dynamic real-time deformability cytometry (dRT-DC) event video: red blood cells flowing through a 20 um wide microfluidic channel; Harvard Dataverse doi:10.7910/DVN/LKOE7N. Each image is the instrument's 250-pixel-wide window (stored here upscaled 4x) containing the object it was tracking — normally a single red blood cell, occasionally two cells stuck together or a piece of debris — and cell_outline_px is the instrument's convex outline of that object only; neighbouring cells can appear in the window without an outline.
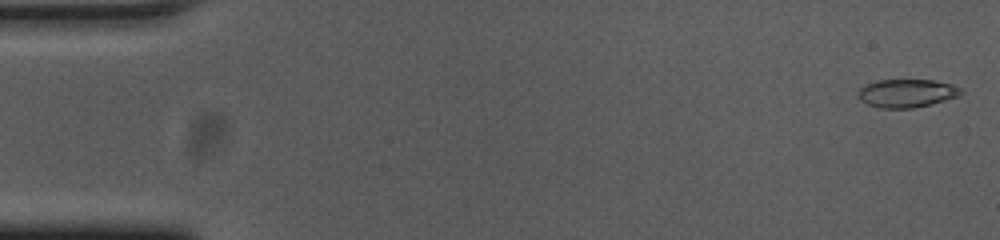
{"species": "common noctule bat (a hibernating species)", "species_latin": "Nyctalus noctula", "temperature_condition": "cold", "stored_images_in_passage": 55, "camera_frame_rate_fps": 3000, "um_per_image_px": 0.085, "animal": {"sex": "female", "body_mass_g": 23.0, "forearm_length_mm": 53.4}, "frame": {"image": 1, "passage_image": 2, "time_ms": 0.333, "image_size_px": [1000, 240], "cell_outline_px": [[964, 92], [960, 96], [912, 108], [880, 108], [868, 104], [860, 100], [856, 96], [860, 88], [864, 84], [876, 80], [936, 80], [952, 84], [960, 88]], "centroid_in_image_um": [77.05, 7.91], "position_along_channel_um": 7.9, "area_um2": 16.99}}
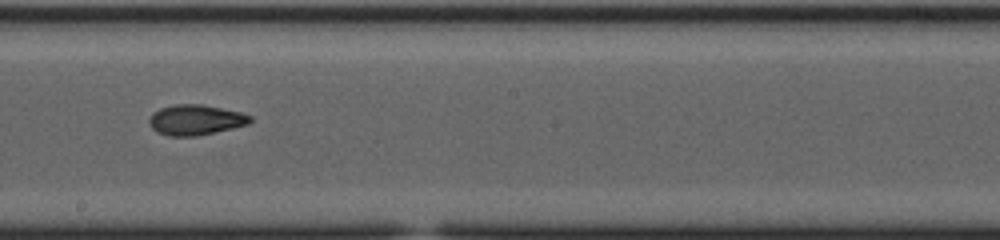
{"frame": {"image": 2, "passage_image": 31, "time_ms": 10.0, "image_size_px": [1000, 240], "cell_outline_px": [[252, 120], [248, 124], [232, 128], [196, 136], [168, 136], [156, 132], [152, 128], [148, 120], [152, 112], [160, 108], [176, 104], [204, 104], [240, 112], [252, 116]], "centroid_in_image_um": [16.6, 10.18], "position_along_channel_um": 231.6, "area_um2": 17.92}}
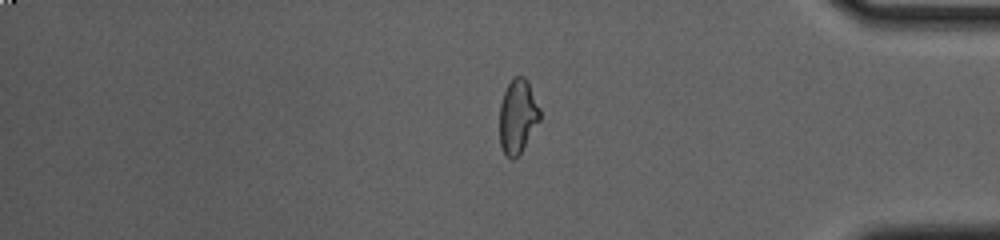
{"frame": {"image": 3, "passage_image": 46, "time_ms": 15.0, "image_size_px": [1000, 240], "cell_outline_px": [[540, 120], [520, 152], [512, 160], [504, 152], [500, 144], [500, 104], [504, 92], [512, 76], [524, 76], [528, 80], [540, 108]], "centroid_in_image_um": [44.01, 9.83], "position_along_channel_um": 391.2, "area_um2": 17.28}, "authors_computed_cell_mechanics": {"area_um2": 17.629, "velocity_mm_per_s": 3.7213, "shape_relaxation_time_tau1_ms": 7.7921, "shape_relaxation_time_tau2_ms": 2.4126, "deformation_change_tau1": 0.2316, "deformation_change_tau2": 0.0813}}